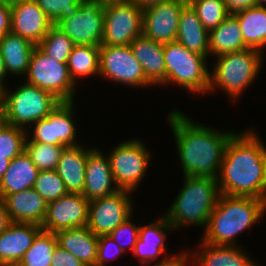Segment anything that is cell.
I'll return each instance as SVG.
<instances>
[{
	"instance_id": "d4e9b609",
	"label": "cell",
	"mask_w": 266,
	"mask_h": 266,
	"mask_svg": "<svg viewBox=\"0 0 266 266\" xmlns=\"http://www.w3.org/2000/svg\"><path fill=\"white\" fill-rule=\"evenodd\" d=\"M57 243L73 254L86 266H95L98 251V236L87 226L57 231Z\"/></svg>"
},
{
	"instance_id": "f907efd6",
	"label": "cell",
	"mask_w": 266,
	"mask_h": 266,
	"mask_svg": "<svg viewBox=\"0 0 266 266\" xmlns=\"http://www.w3.org/2000/svg\"><path fill=\"white\" fill-rule=\"evenodd\" d=\"M258 5L264 6L266 4V0H257Z\"/></svg>"
},
{
	"instance_id": "ac0fdd59",
	"label": "cell",
	"mask_w": 266,
	"mask_h": 266,
	"mask_svg": "<svg viewBox=\"0 0 266 266\" xmlns=\"http://www.w3.org/2000/svg\"><path fill=\"white\" fill-rule=\"evenodd\" d=\"M97 148L88 149L83 196L89 201L120 190L113 178L109 157ZM114 184V186H113Z\"/></svg>"
},
{
	"instance_id": "b9f144b4",
	"label": "cell",
	"mask_w": 266,
	"mask_h": 266,
	"mask_svg": "<svg viewBox=\"0 0 266 266\" xmlns=\"http://www.w3.org/2000/svg\"><path fill=\"white\" fill-rule=\"evenodd\" d=\"M11 32V0H0V38Z\"/></svg>"
},
{
	"instance_id": "4fadbf2b",
	"label": "cell",
	"mask_w": 266,
	"mask_h": 266,
	"mask_svg": "<svg viewBox=\"0 0 266 266\" xmlns=\"http://www.w3.org/2000/svg\"><path fill=\"white\" fill-rule=\"evenodd\" d=\"M127 190L89 201L87 227L96 235H109L118 225L133 215V204Z\"/></svg>"
},
{
	"instance_id": "8fae6325",
	"label": "cell",
	"mask_w": 266,
	"mask_h": 266,
	"mask_svg": "<svg viewBox=\"0 0 266 266\" xmlns=\"http://www.w3.org/2000/svg\"><path fill=\"white\" fill-rule=\"evenodd\" d=\"M104 4L101 0H83L73 15L60 20L56 26L74 45L100 46L104 31Z\"/></svg>"
},
{
	"instance_id": "f35d334b",
	"label": "cell",
	"mask_w": 266,
	"mask_h": 266,
	"mask_svg": "<svg viewBox=\"0 0 266 266\" xmlns=\"http://www.w3.org/2000/svg\"><path fill=\"white\" fill-rule=\"evenodd\" d=\"M132 215L126 219L122 224L118 225L109 235L114 239V241L120 246V248L126 251V247H130L131 251H133L135 244L139 238V229L135 224L131 222ZM128 237V238H127ZM129 239V242H124L122 239ZM125 239V240H126ZM123 243H120V242ZM128 241V240H126Z\"/></svg>"
},
{
	"instance_id": "e575fe53",
	"label": "cell",
	"mask_w": 266,
	"mask_h": 266,
	"mask_svg": "<svg viewBox=\"0 0 266 266\" xmlns=\"http://www.w3.org/2000/svg\"><path fill=\"white\" fill-rule=\"evenodd\" d=\"M65 146L25 143V151L39 171L55 170Z\"/></svg>"
},
{
	"instance_id": "9c48e42d",
	"label": "cell",
	"mask_w": 266,
	"mask_h": 266,
	"mask_svg": "<svg viewBox=\"0 0 266 266\" xmlns=\"http://www.w3.org/2000/svg\"><path fill=\"white\" fill-rule=\"evenodd\" d=\"M107 155L117 187L133 192L150 163L151 155L144 143L137 139L121 142Z\"/></svg>"
},
{
	"instance_id": "2e32d148",
	"label": "cell",
	"mask_w": 266,
	"mask_h": 266,
	"mask_svg": "<svg viewBox=\"0 0 266 266\" xmlns=\"http://www.w3.org/2000/svg\"><path fill=\"white\" fill-rule=\"evenodd\" d=\"M186 4L172 0L143 10L142 34L161 44L175 42L180 13Z\"/></svg>"
},
{
	"instance_id": "f1b7e54d",
	"label": "cell",
	"mask_w": 266,
	"mask_h": 266,
	"mask_svg": "<svg viewBox=\"0 0 266 266\" xmlns=\"http://www.w3.org/2000/svg\"><path fill=\"white\" fill-rule=\"evenodd\" d=\"M247 48L238 19L233 14H229L215 29L209 31V55L211 53L217 57Z\"/></svg>"
},
{
	"instance_id": "d6986e66",
	"label": "cell",
	"mask_w": 266,
	"mask_h": 266,
	"mask_svg": "<svg viewBox=\"0 0 266 266\" xmlns=\"http://www.w3.org/2000/svg\"><path fill=\"white\" fill-rule=\"evenodd\" d=\"M41 230L38 224L12 222L0 233V266H16Z\"/></svg>"
},
{
	"instance_id": "5bb4252c",
	"label": "cell",
	"mask_w": 266,
	"mask_h": 266,
	"mask_svg": "<svg viewBox=\"0 0 266 266\" xmlns=\"http://www.w3.org/2000/svg\"><path fill=\"white\" fill-rule=\"evenodd\" d=\"M73 103L61 102L46 118L35 122L33 135L30 140L27 136L25 143H47L65 147L78 145L75 138L77 134L73 120Z\"/></svg>"
},
{
	"instance_id": "8992f818",
	"label": "cell",
	"mask_w": 266,
	"mask_h": 266,
	"mask_svg": "<svg viewBox=\"0 0 266 266\" xmlns=\"http://www.w3.org/2000/svg\"><path fill=\"white\" fill-rule=\"evenodd\" d=\"M9 91L5 87L1 88L6 123L16 127L32 126L46 118L61 103L51 92L27 82L19 85L13 93Z\"/></svg>"
},
{
	"instance_id": "9a60e30c",
	"label": "cell",
	"mask_w": 266,
	"mask_h": 266,
	"mask_svg": "<svg viewBox=\"0 0 266 266\" xmlns=\"http://www.w3.org/2000/svg\"><path fill=\"white\" fill-rule=\"evenodd\" d=\"M89 200L82 194L68 193L50 201L42 223V230L57 231L84 227L88 223Z\"/></svg>"
},
{
	"instance_id": "ffe728a7",
	"label": "cell",
	"mask_w": 266,
	"mask_h": 266,
	"mask_svg": "<svg viewBox=\"0 0 266 266\" xmlns=\"http://www.w3.org/2000/svg\"><path fill=\"white\" fill-rule=\"evenodd\" d=\"M164 44L143 34L135 38L130 47L142 65L147 81L151 85H166V67L163 54Z\"/></svg>"
},
{
	"instance_id": "bcb514c9",
	"label": "cell",
	"mask_w": 266,
	"mask_h": 266,
	"mask_svg": "<svg viewBox=\"0 0 266 266\" xmlns=\"http://www.w3.org/2000/svg\"><path fill=\"white\" fill-rule=\"evenodd\" d=\"M136 6L145 10L149 7L155 6L162 2L172 1V0H131Z\"/></svg>"
},
{
	"instance_id": "30bf717a",
	"label": "cell",
	"mask_w": 266,
	"mask_h": 266,
	"mask_svg": "<svg viewBox=\"0 0 266 266\" xmlns=\"http://www.w3.org/2000/svg\"><path fill=\"white\" fill-rule=\"evenodd\" d=\"M142 24L143 10L131 0L106 2L101 45H130L142 34Z\"/></svg>"
},
{
	"instance_id": "ba28073f",
	"label": "cell",
	"mask_w": 266,
	"mask_h": 266,
	"mask_svg": "<svg viewBox=\"0 0 266 266\" xmlns=\"http://www.w3.org/2000/svg\"><path fill=\"white\" fill-rule=\"evenodd\" d=\"M27 83L51 92L61 102H73L76 84L71 79L67 63L57 62L34 48L28 71Z\"/></svg>"
},
{
	"instance_id": "7a4b0ae2",
	"label": "cell",
	"mask_w": 266,
	"mask_h": 266,
	"mask_svg": "<svg viewBox=\"0 0 266 266\" xmlns=\"http://www.w3.org/2000/svg\"><path fill=\"white\" fill-rule=\"evenodd\" d=\"M168 116L184 176L217 178L226 146L235 132L222 133L200 125L180 110Z\"/></svg>"
},
{
	"instance_id": "83f0119b",
	"label": "cell",
	"mask_w": 266,
	"mask_h": 266,
	"mask_svg": "<svg viewBox=\"0 0 266 266\" xmlns=\"http://www.w3.org/2000/svg\"><path fill=\"white\" fill-rule=\"evenodd\" d=\"M35 44L12 32L0 38V50L7 74L26 75Z\"/></svg>"
},
{
	"instance_id": "ee69618b",
	"label": "cell",
	"mask_w": 266,
	"mask_h": 266,
	"mask_svg": "<svg viewBox=\"0 0 266 266\" xmlns=\"http://www.w3.org/2000/svg\"><path fill=\"white\" fill-rule=\"evenodd\" d=\"M189 261L190 260L187 256V252L183 251V253L179 254L178 256H169L162 259V261L159 263L156 262V264H152V266H186L187 262Z\"/></svg>"
},
{
	"instance_id": "74e56055",
	"label": "cell",
	"mask_w": 266,
	"mask_h": 266,
	"mask_svg": "<svg viewBox=\"0 0 266 266\" xmlns=\"http://www.w3.org/2000/svg\"><path fill=\"white\" fill-rule=\"evenodd\" d=\"M54 25L73 15L83 0H34Z\"/></svg>"
},
{
	"instance_id": "681fc988",
	"label": "cell",
	"mask_w": 266,
	"mask_h": 266,
	"mask_svg": "<svg viewBox=\"0 0 266 266\" xmlns=\"http://www.w3.org/2000/svg\"><path fill=\"white\" fill-rule=\"evenodd\" d=\"M6 124L5 105L2 97H0V129Z\"/></svg>"
},
{
	"instance_id": "7dc6e473",
	"label": "cell",
	"mask_w": 266,
	"mask_h": 266,
	"mask_svg": "<svg viewBox=\"0 0 266 266\" xmlns=\"http://www.w3.org/2000/svg\"><path fill=\"white\" fill-rule=\"evenodd\" d=\"M10 162L11 160L6 159L5 156H0V181L8 170Z\"/></svg>"
},
{
	"instance_id": "d590c367",
	"label": "cell",
	"mask_w": 266,
	"mask_h": 266,
	"mask_svg": "<svg viewBox=\"0 0 266 266\" xmlns=\"http://www.w3.org/2000/svg\"><path fill=\"white\" fill-rule=\"evenodd\" d=\"M27 128L5 124L0 129V156L12 160L25 150V141L30 132Z\"/></svg>"
},
{
	"instance_id": "4316f807",
	"label": "cell",
	"mask_w": 266,
	"mask_h": 266,
	"mask_svg": "<svg viewBox=\"0 0 266 266\" xmlns=\"http://www.w3.org/2000/svg\"><path fill=\"white\" fill-rule=\"evenodd\" d=\"M39 169L24 150L13 158L0 181V199L7 195L33 188Z\"/></svg>"
},
{
	"instance_id": "f546056e",
	"label": "cell",
	"mask_w": 266,
	"mask_h": 266,
	"mask_svg": "<svg viewBox=\"0 0 266 266\" xmlns=\"http://www.w3.org/2000/svg\"><path fill=\"white\" fill-rule=\"evenodd\" d=\"M248 48L263 52L266 47V6L256 5L233 14Z\"/></svg>"
},
{
	"instance_id": "836d02e7",
	"label": "cell",
	"mask_w": 266,
	"mask_h": 266,
	"mask_svg": "<svg viewBox=\"0 0 266 266\" xmlns=\"http://www.w3.org/2000/svg\"><path fill=\"white\" fill-rule=\"evenodd\" d=\"M189 4L196 11L203 27L208 32L215 29L229 16L222 0H192Z\"/></svg>"
},
{
	"instance_id": "3957f363",
	"label": "cell",
	"mask_w": 266,
	"mask_h": 266,
	"mask_svg": "<svg viewBox=\"0 0 266 266\" xmlns=\"http://www.w3.org/2000/svg\"><path fill=\"white\" fill-rule=\"evenodd\" d=\"M265 212L266 200L220 194L201 241L234 246L235 238L253 226Z\"/></svg>"
},
{
	"instance_id": "484cf974",
	"label": "cell",
	"mask_w": 266,
	"mask_h": 266,
	"mask_svg": "<svg viewBox=\"0 0 266 266\" xmlns=\"http://www.w3.org/2000/svg\"><path fill=\"white\" fill-rule=\"evenodd\" d=\"M176 42L205 57L209 55V32L189 3L180 13Z\"/></svg>"
},
{
	"instance_id": "cb8c5ba5",
	"label": "cell",
	"mask_w": 266,
	"mask_h": 266,
	"mask_svg": "<svg viewBox=\"0 0 266 266\" xmlns=\"http://www.w3.org/2000/svg\"><path fill=\"white\" fill-rule=\"evenodd\" d=\"M202 242V243H201ZM202 250L191 254L187 253L194 265L198 266H257L250 256L239 246L212 245L201 241ZM201 252V253H200Z\"/></svg>"
},
{
	"instance_id": "f6af8a7d",
	"label": "cell",
	"mask_w": 266,
	"mask_h": 266,
	"mask_svg": "<svg viewBox=\"0 0 266 266\" xmlns=\"http://www.w3.org/2000/svg\"><path fill=\"white\" fill-rule=\"evenodd\" d=\"M12 223L3 199H0V233Z\"/></svg>"
},
{
	"instance_id": "60d3db41",
	"label": "cell",
	"mask_w": 266,
	"mask_h": 266,
	"mask_svg": "<svg viewBox=\"0 0 266 266\" xmlns=\"http://www.w3.org/2000/svg\"><path fill=\"white\" fill-rule=\"evenodd\" d=\"M51 266H86L70 252L56 245L51 257Z\"/></svg>"
},
{
	"instance_id": "7bdbcfd3",
	"label": "cell",
	"mask_w": 266,
	"mask_h": 266,
	"mask_svg": "<svg viewBox=\"0 0 266 266\" xmlns=\"http://www.w3.org/2000/svg\"><path fill=\"white\" fill-rule=\"evenodd\" d=\"M229 14L249 9L258 5L257 0H222Z\"/></svg>"
},
{
	"instance_id": "277c9868",
	"label": "cell",
	"mask_w": 266,
	"mask_h": 266,
	"mask_svg": "<svg viewBox=\"0 0 266 266\" xmlns=\"http://www.w3.org/2000/svg\"><path fill=\"white\" fill-rule=\"evenodd\" d=\"M219 196L216 178L184 176L183 187L164 216L174 229L187 224L206 228Z\"/></svg>"
},
{
	"instance_id": "5b68a950",
	"label": "cell",
	"mask_w": 266,
	"mask_h": 266,
	"mask_svg": "<svg viewBox=\"0 0 266 266\" xmlns=\"http://www.w3.org/2000/svg\"><path fill=\"white\" fill-rule=\"evenodd\" d=\"M262 55L259 50L247 48L217 56V63L210 72L208 93L217 87L236 100L257 78L262 66Z\"/></svg>"
},
{
	"instance_id": "8d00e7d4",
	"label": "cell",
	"mask_w": 266,
	"mask_h": 266,
	"mask_svg": "<svg viewBox=\"0 0 266 266\" xmlns=\"http://www.w3.org/2000/svg\"><path fill=\"white\" fill-rule=\"evenodd\" d=\"M33 189L47 203L68 194L56 170L39 171Z\"/></svg>"
},
{
	"instance_id": "1f68e13d",
	"label": "cell",
	"mask_w": 266,
	"mask_h": 266,
	"mask_svg": "<svg viewBox=\"0 0 266 266\" xmlns=\"http://www.w3.org/2000/svg\"><path fill=\"white\" fill-rule=\"evenodd\" d=\"M57 244L55 233L41 230L16 266H51V257Z\"/></svg>"
},
{
	"instance_id": "f5cc1de1",
	"label": "cell",
	"mask_w": 266,
	"mask_h": 266,
	"mask_svg": "<svg viewBox=\"0 0 266 266\" xmlns=\"http://www.w3.org/2000/svg\"><path fill=\"white\" fill-rule=\"evenodd\" d=\"M185 3H190L192 0H183Z\"/></svg>"
},
{
	"instance_id": "d6a6232c",
	"label": "cell",
	"mask_w": 266,
	"mask_h": 266,
	"mask_svg": "<svg viewBox=\"0 0 266 266\" xmlns=\"http://www.w3.org/2000/svg\"><path fill=\"white\" fill-rule=\"evenodd\" d=\"M73 41L56 25H53L37 47L57 62L67 63L74 47Z\"/></svg>"
},
{
	"instance_id": "6da1fadb",
	"label": "cell",
	"mask_w": 266,
	"mask_h": 266,
	"mask_svg": "<svg viewBox=\"0 0 266 266\" xmlns=\"http://www.w3.org/2000/svg\"><path fill=\"white\" fill-rule=\"evenodd\" d=\"M244 132L235 133L226 146L216 178L219 191L266 200V146L254 130Z\"/></svg>"
},
{
	"instance_id": "44dd1931",
	"label": "cell",
	"mask_w": 266,
	"mask_h": 266,
	"mask_svg": "<svg viewBox=\"0 0 266 266\" xmlns=\"http://www.w3.org/2000/svg\"><path fill=\"white\" fill-rule=\"evenodd\" d=\"M3 201L12 222L42 226L48 203L33 188L7 195Z\"/></svg>"
},
{
	"instance_id": "7402d4cb",
	"label": "cell",
	"mask_w": 266,
	"mask_h": 266,
	"mask_svg": "<svg viewBox=\"0 0 266 266\" xmlns=\"http://www.w3.org/2000/svg\"><path fill=\"white\" fill-rule=\"evenodd\" d=\"M83 147H65L55 169L68 193L83 194L88 157V149Z\"/></svg>"
},
{
	"instance_id": "7c38bea8",
	"label": "cell",
	"mask_w": 266,
	"mask_h": 266,
	"mask_svg": "<svg viewBox=\"0 0 266 266\" xmlns=\"http://www.w3.org/2000/svg\"><path fill=\"white\" fill-rule=\"evenodd\" d=\"M99 75L130 86H151L130 45H100Z\"/></svg>"
},
{
	"instance_id": "4dcf8cb0",
	"label": "cell",
	"mask_w": 266,
	"mask_h": 266,
	"mask_svg": "<svg viewBox=\"0 0 266 266\" xmlns=\"http://www.w3.org/2000/svg\"><path fill=\"white\" fill-rule=\"evenodd\" d=\"M100 46L75 45L67 61L71 79L76 84L77 77L99 75Z\"/></svg>"
},
{
	"instance_id": "52a82bcc",
	"label": "cell",
	"mask_w": 266,
	"mask_h": 266,
	"mask_svg": "<svg viewBox=\"0 0 266 266\" xmlns=\"http://www.w3.org/2000/svg\"><path fill=\"white\" fill-rule=\"evenodd\" d=\"M163 54L166 84L174 82L194 94H207L210 85V71L206 61L208 57L190 51L176 41L164 44Z\"/></svg>"
},
{
	"instance_id": "816d5d0a",
	"label": "cell",
	"mask_w": 266,
	"mask_h": 266,
	"mask_svg": "<svg viewBox=\"0 0 266 266\" xmlns=\"http://www.w3.org/2000/svg\"><path fill=\"white\" fill-rule=\"evenodd\" d=\"M102 2H112V1H129V0H101Z\"/></svg>"
},
{
	"instance_id": "e0dca14e",
	"label": "cell",
	"mask_w": 266,
	"mask_h": 266,
	"mask_svg": "<svg viewBox=\"0 0 266 266\" xmlns=\"http://www.w3.org/2000/svg\"><path fill=\"white\" fill-rule=\"evenodd\" d=\"M53 22L34 0H11V32L36 46L47 35Z\"/></svg>"
},
{
	"instance_id": "c3c4849f",
	"label": "cell",
	"mask_w": 266,
	"mask_h": 266,
	"mask_svg": "<svg viewBox=\"0 0 266 266\" xmlns=\"http://www.w3.org/2000/svg\"><path fill=\"white\" fill-rule=\"evenodd\" d=\"M6 76H7V72L5 70L4 59H3V56L0 50V87L1 88L5 87L4 79H6L5 78Z\"/></svg>"
},
{
	"instance_id": "603a6c76",
	"label": "cell",
	"mask_w": 266,
	"mask_h": 266,
	"mask_svg": "<svg viewBox=\"0 0 266 266\" xmlns=\"http://www.w3.org/2000/svg\"><path fill=\"white\" fill-rule=\"evenodd\" d=\"M139 238L134 246L132 253L139 257L140 263L145 266H152L154 262L161 254L165 252V231H173L174 228L169 224L165 216L159 218L155 222L149 223V225L139 226ZM173 229V230H172ZM148 264V265H147Z\"/></svg>"
},
{
	"instance_id": "ab89813d",
	"label": "cell",
	"mask_w": 266,
	"mask_h": 266,
	"mask_svg": "<svg viewBox=\"0 0 266 266\" xmlns=\"http://www.w3.org/2000/svg\"><path fill=\"white\" fill-rule=\"evenodd\" d=\"M124 252L110 235L98 236V251L95 266H106L107 261L111 260V258L116 259L119 255L124 254Z\"/></svg>"
}]
</instances>
